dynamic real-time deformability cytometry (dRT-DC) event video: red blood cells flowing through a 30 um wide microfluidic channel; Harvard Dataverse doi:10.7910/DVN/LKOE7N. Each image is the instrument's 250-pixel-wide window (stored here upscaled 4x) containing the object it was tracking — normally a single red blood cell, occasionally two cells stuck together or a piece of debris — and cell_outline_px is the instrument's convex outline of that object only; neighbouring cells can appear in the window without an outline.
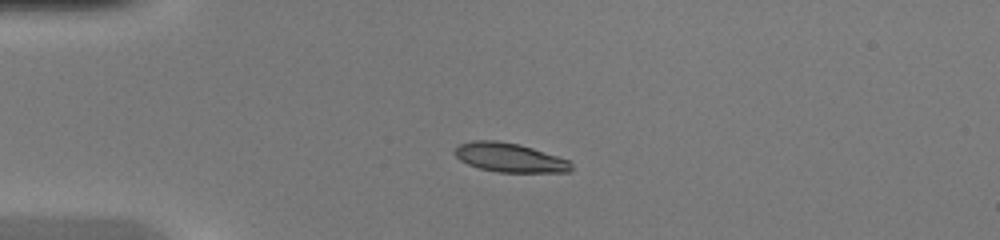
{"species": "common noctule bat (a hibernating species)", "species_latin": "Nyctalus noctula", "temperature_condition": "warm", "stored_images_in_passage": 35, "camera_frame_rate_fps": 3000, "um_per_image_px": 0.085, "animal": {"sex": "female", "body_mass_g": 20.0, "forearm_length_mm": 54.0}, "frame": {"image": 1, "passage_image": 1, "time_ms": 0.0, "image_size_px": [1000, 240], "cell_outline_px": [[572, 172], [500, 172], [480, 168], [468, 164], [460, 160], [452, 152], [460, 144], [472, 140], [496, 140], [520, 144], [568, 160], [572, 164]], "centroid_in_image_um": [43.3, 13.39], "position_along_channel_um": 41.7, "area_um2": 19.65}}
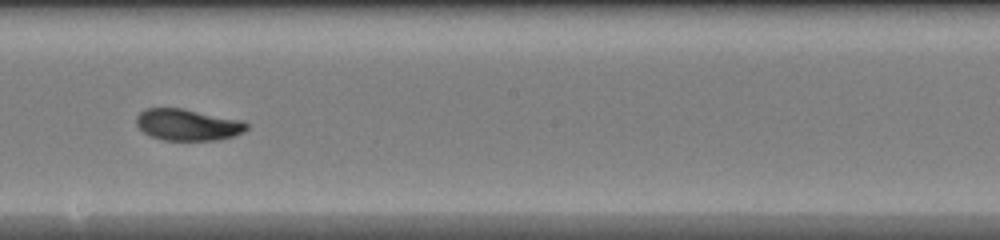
{"frame": {"image": 2, "passage_image": 16, "time_ms": 5.0, "image_size_px": [1000, 240], "cell_outline_px": [[248, 128], [244, 132], [232, 136], [216, 140], [164, 140], [152, 136], [144, 132], [136, 124], [136, 116], [144, 108], [184, 108], [244, 120], [248, 124]], "centroid_in_image_um": [15.98, 10.59], "position_along_channel_um": 232.2, "area_um2": 20.4}}
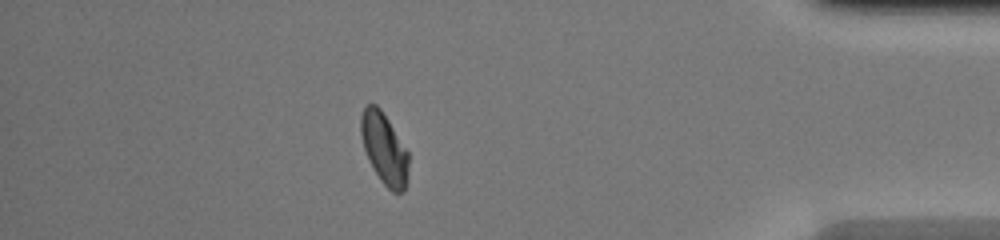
{"frame": {"image": 3, "passage_image": 30, "time_ms": 9.667, "image_size_px": [1000, 240], "cell_outline_px": [[408, 180], [404, 192], [392, 192], [380, 180], [368, 160], [364, 148], [360, 132], [360, 116], [364, 108], [368, 104], [376, 104], [380, 108], [388, 120], [408, 152]], "centroid_in_image_um": [32.66, 12.65], "position_along_channel_um": 402.5, "area_um2": 19.77}}